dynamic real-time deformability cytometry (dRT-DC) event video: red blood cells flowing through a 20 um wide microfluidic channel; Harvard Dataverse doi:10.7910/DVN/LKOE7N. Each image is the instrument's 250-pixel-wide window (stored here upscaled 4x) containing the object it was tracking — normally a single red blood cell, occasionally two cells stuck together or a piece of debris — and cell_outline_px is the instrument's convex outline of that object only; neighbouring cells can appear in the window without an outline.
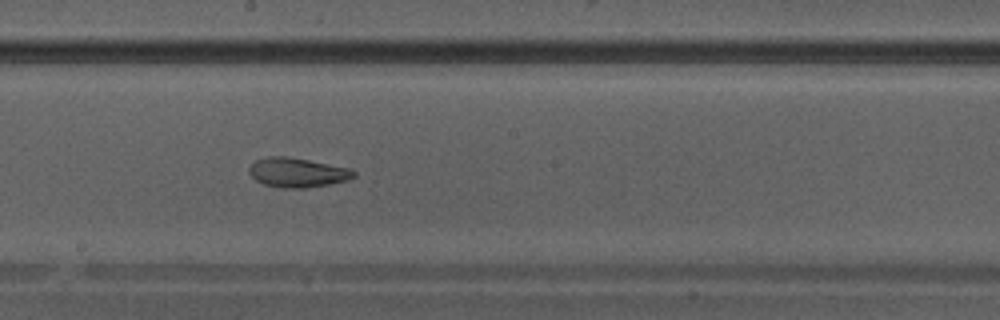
{"species": "Egyptian fruit bat (a non-hibernating species)", "species_latin": "Rousettus aegyptiacus", "temperature_condition": "warm", "stored_images_in_passage": 41, "camera_frame_rate_fps": 3000, "um_per_image_px": 0.085, "animal": {"sex": "male"}, "frame": {"image": 1, "passage_image": 24, "time_ms": 7.667, "image_size_px": [1000, 320], "cell_outline_px": [[356, 176], [348, 180], [328, 184], [304, 188], [284, 188], [264, 184], [256, 180], [248, 172], [248, 168], [256, 160], [268, 156], [288, 156], [352, 168], [356, 172]], "centroid_in_image_um": [25.3, 14.65], "position_along_channel_um": 222.9, "area_um2": 18.03}}